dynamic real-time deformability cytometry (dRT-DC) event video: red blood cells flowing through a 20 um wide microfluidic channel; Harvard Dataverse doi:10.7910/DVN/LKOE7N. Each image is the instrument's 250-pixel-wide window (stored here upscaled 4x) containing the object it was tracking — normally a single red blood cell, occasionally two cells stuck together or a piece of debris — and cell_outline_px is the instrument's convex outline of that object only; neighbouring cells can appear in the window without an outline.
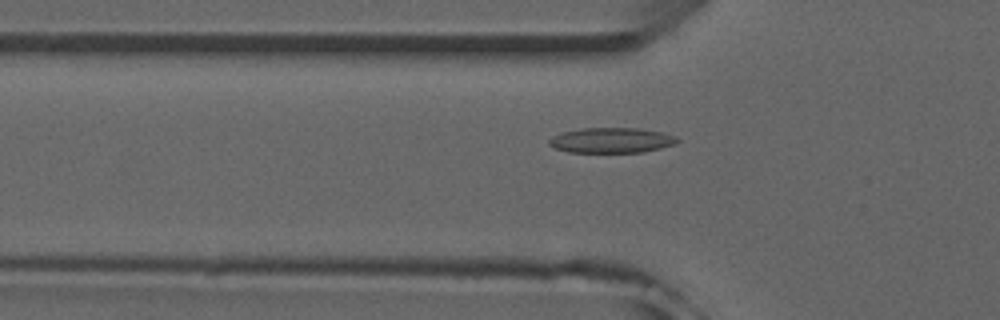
{"species": "common noctule bat (a hibernating species)", "species_latin": "Nyctalus noctula", "temperature_condition": "room temperature", "stored_images_in_passage": 52, "camera_frame_rate_fps": 3000, "um_per_image_px": 0.085, "animal": {"sex": "male", "forearm_length_mm": 52.5}, "frame": {"image": 1, "passage_image": 17, "time_ms": 5.333, "image_size_px": [1000, 320], "cell_outline_px": [[680, 140], [676, 144], [644, 152], [568, 152], [556, 148], [548, 144], [548, 140], [552, 136], [564, 132], [580, 128], [636, 128], [664, 132], [676, 136]], "centroid_in_image_um": [52.01, 11.92], "position_along_channel_um": 73.8, "area_um2": 18.9}}
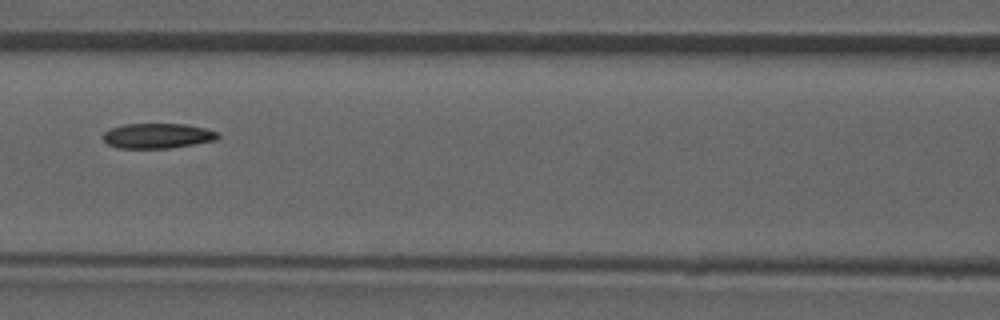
{"frame": {"image": 2, "passage_image": 23, "time_ms": 7.333, "image_size_px": [1000, 320], "cell_outline_px": [[220, 136], [216, 140], [168, 148], [116, 148], [108, 144], [100, 136], [104, 132], [112, 128], [124, 124], [184, 124], [204, 128], [220, 132]], "centroid_in_image_um": [13.37, 11.54], "position_along_channel_um": 153.2, "area_um2": 16.76}}
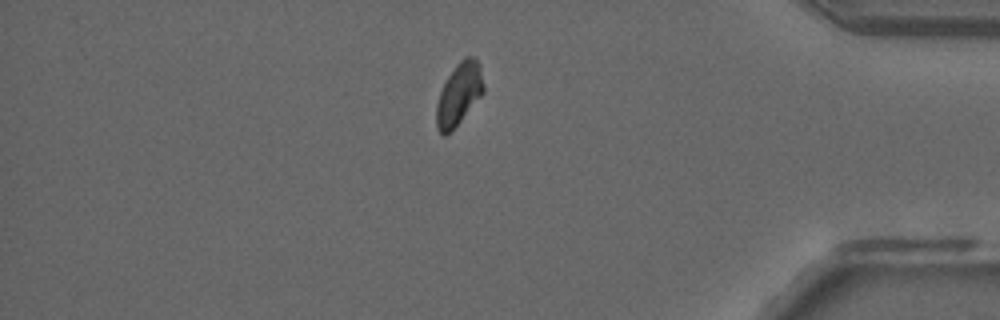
{"frame": {"image": 3, "passage_image": 44, "time_ms": 14.333, "image_size_px": [1000, 320], "cell_outline_px": [[484, 92], [460, 120], [444, 136], [436, 128], [436, 104], [440, 92], [448, 76], [456, 64], [464, 56], [472, 56], [480, 64], [484, 84]], "centroid_in_image_um": [39.01, 7.95], "position_along_channel_um": 396.2, "area_um2": 16.76}}